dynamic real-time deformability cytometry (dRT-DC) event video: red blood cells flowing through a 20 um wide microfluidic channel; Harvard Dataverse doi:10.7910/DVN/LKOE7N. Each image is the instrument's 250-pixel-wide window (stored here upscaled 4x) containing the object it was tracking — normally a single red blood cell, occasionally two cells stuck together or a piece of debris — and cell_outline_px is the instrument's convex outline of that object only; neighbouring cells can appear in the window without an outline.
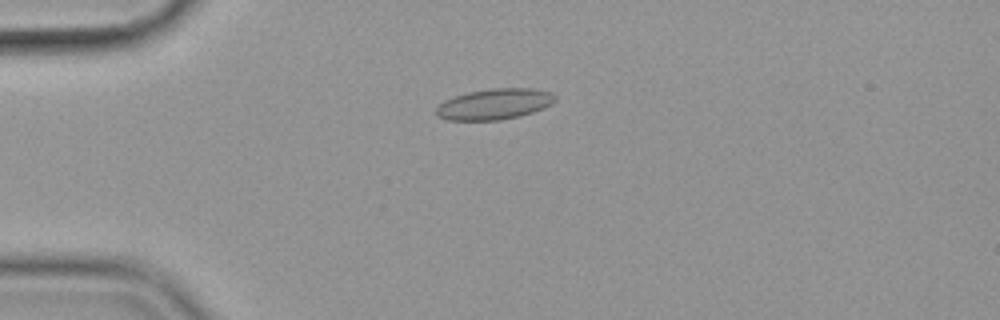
{"species": "common noctule bat (a hibernating species)", "species_latin": "Nyctalus noctula", "temperature_condition": "cold", "stored_images_in_passage": 57, "camera_frame_rate_fps": 3000, "um_per_image_px": 0.085, "animal": {"sex": "female", "body_mass_g": 19.9}, "frame": {"image": 1, "passage_image": 15, "time_ms": 4.667, "image_size_px": [1000, 320], "cell_outline_px": [[556, 100], [552, 104], [544, 108], [520, 116], [500, 120], [444, 120], [436, 116], [436, 108], [444, 100], [468, 92], [492, 88], [536, 88], [552, 92], [556, 96]], "centroid_in_image_um": [42.05, 8.84], "position_along_channel_um": 43.0, "area_um2": 21.56}}
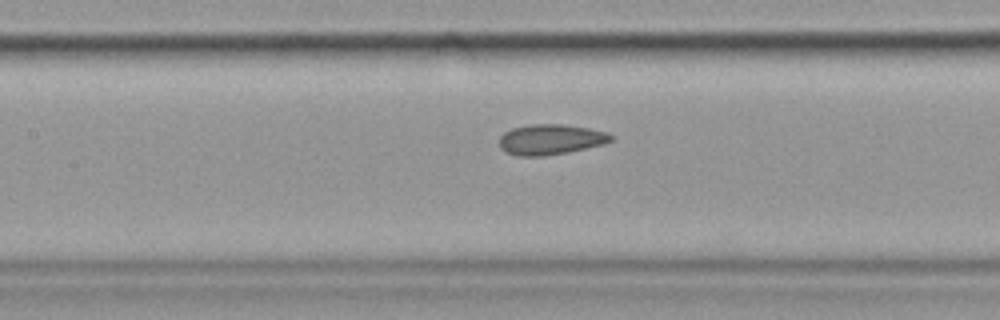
{"frame": {"image": 2, "passage_image": 27, "time_ms": 8.667, "image_size_px": [1000, 320], "cell_outline_px": [[612, 140], [604, 144], [568, 152], [544, 156], [516, 156], [504, 152], [500, 148], [500, 136], [504, 132], [512, 128], [528, 124], [564, 124], [588, 128], [608, 132], [612, 136]], "centroid_in_image_um": [46.77, 11.85], "position_along_channel_um": 160.6, "area_um2": 19.94}}
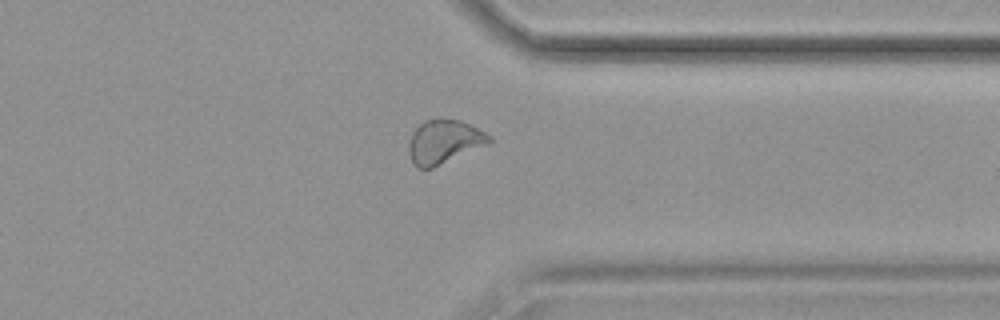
{"frame": {"image": 3, "passage_image": 45, "time_ms": 14.667, "image_size_px": [1000, 320], "cell_outline_px": [[492, 140], [488, 144], [432, 168], [416, 168], [412, 164], [408, 152], [408, 144], [412, 132], [424, 120], [440, 116], [460, 120], [492, 136]], "centroid_in_image_um": [37.7, 12.02], "position_along_channel_um": 373.7, "area_um2": 20.81}, "authors_computed_cell_mechanics": {"area_um2": 20.808, "velocity_mm_per_s": 3.5875, "shape_relaxation_time_tau1_ms": null, "shape_relaxation_time_tau2_ms": 1.8278, "deformation_change_tau1": null, "deformation_change_tau2": 0.0657}}